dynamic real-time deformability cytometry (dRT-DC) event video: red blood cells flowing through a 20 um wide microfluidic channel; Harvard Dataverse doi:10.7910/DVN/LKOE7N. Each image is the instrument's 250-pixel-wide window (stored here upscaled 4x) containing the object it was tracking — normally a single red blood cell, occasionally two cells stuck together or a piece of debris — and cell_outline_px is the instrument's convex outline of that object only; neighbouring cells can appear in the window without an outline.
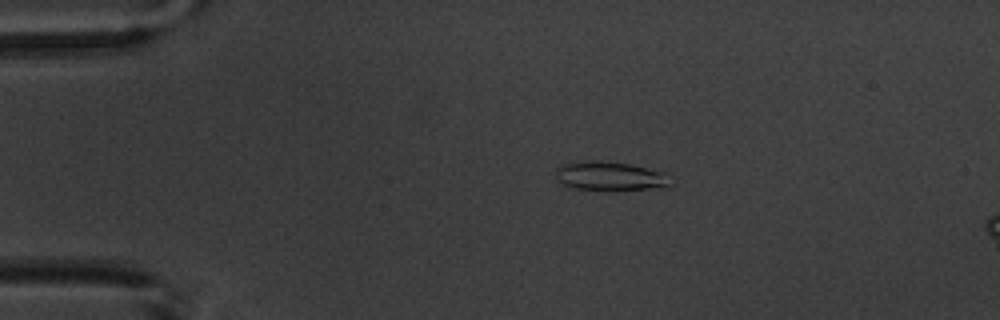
{"species": "common noctule bat (a hibernating species)", "species_latin": "Nyctalus noctula", "temperature_condition": "warm", "stored_images_in_passage": 7, "camera_frame_rate_fps": 3000, "um_per_image_px": 0.085, "animal": {"sex": "male", "body_mass_g": 20.1, "forearm_length_mm": 53.5}, "frame": {"image": 1, "passage_image": 2, "time_ms": 1.333, "image_size_px": [1000, 320], "cell_outline_px": [[672, 184], [668, 188], [612, 192], [608, 192], [576, 188], [564, 184], [556, 180], [556, 168], [564, 164], [588, 160], [600, 160], [632, 164], [668, 172]], "centroid_in_image_um": [51.98, 15.0], "position_along_channel_um": 33.0, "area_um2": 20.52}}
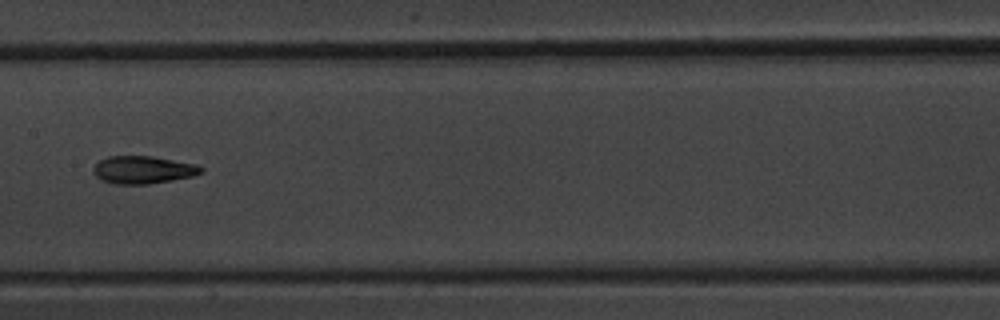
{"frame": {"image": 2, "passage_image": 6, "time_ms": 7.0, "image_size_px": [1000, 320], "cell_outline_px": [[204, 172], [192, 176], [172, 180], [148, 184], [116, 184], [100, 180], [92, 172], [92, 168], [100, 160], [108, 156], [152, 156], [196, 164], [204, 168]], "centroid_in_image_um": [12.15, 14.43], "position_along_channel_um": 195.3, "area_um2": 17.46}}
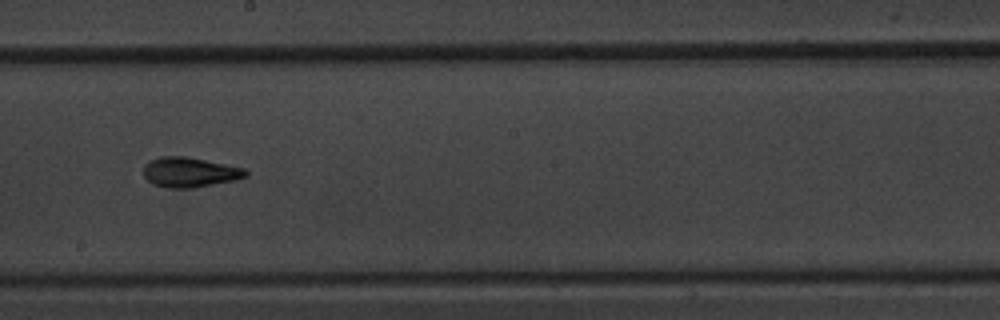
{"frame": {"image": 3, "passage_image": 7, "time_ms": 8.0, "image_size_px": [1000, 320], "cell_outline_px": [[248, 176], [236, 180], [192, 188], [172, 188], [152, 184], [144, 176], [144, 164], [148, 160], [160, 156], [184, 156], [244, 168], [248, 172]], "centroid_in_image_um": [16.11, 14.64], "position_along_channel_um": 232.1, "area_um2": 17.8}}